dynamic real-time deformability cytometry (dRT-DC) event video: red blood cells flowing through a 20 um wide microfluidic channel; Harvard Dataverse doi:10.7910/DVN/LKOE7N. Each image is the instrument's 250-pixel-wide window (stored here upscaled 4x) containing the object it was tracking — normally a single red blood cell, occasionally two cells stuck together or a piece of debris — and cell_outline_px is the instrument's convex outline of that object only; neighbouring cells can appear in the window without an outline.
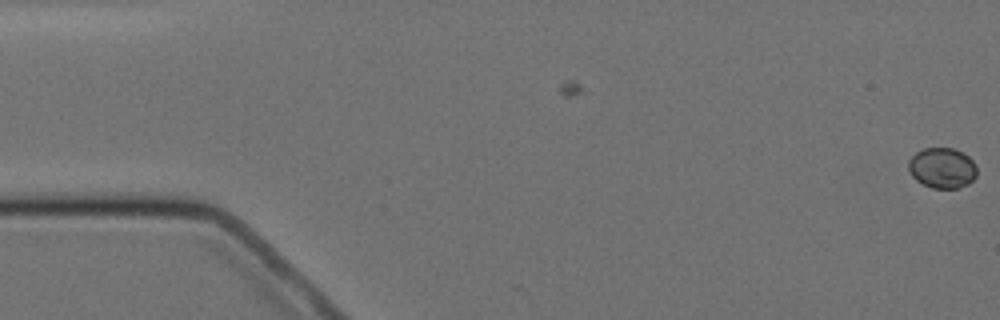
{"species": "Egyptian fruit bat (a non-hibernating species)", "species_latin": "Rousettus aegyptiacus", "temperature_condition": "cold", "stored_images_in_passage": 10, "camera_frame_rate_fps": 3000, "um_per_image_px": 0.085, "animal": {"sex": "female"}, "frame": {"image": 1, "passage_image": 1, "time_ms": 0.0, "image_size_px": [1000, 320], "cell_outline_px": [[976, 176], [968, 184], [956, 188], [932, 188], [916, 180], [912, 176], [908, 168], [908, 160], [916, 152], [924, 148], [952, 148], [968, 156], [976, 164]], "centroid_in_image_um": [80.07, 14.27], "position_along_channel_um": 4.9, "area_um2": 16.07}}
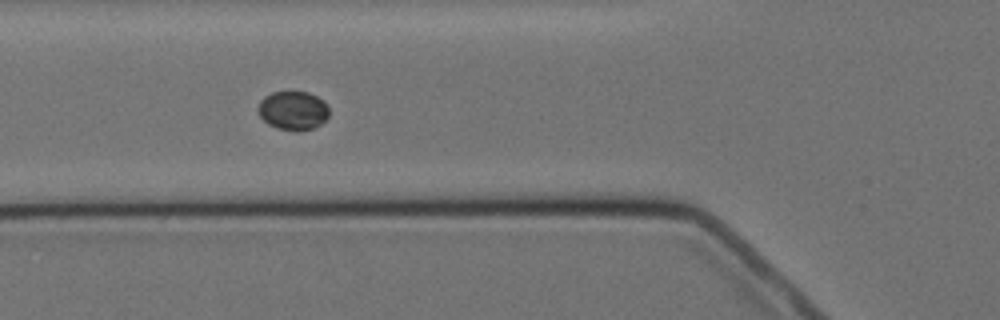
{"frame": {"image": 2, "passage_image": 6, "time_ms": 6.667, "image_size_px": [1000, 320], "cell_outline_px": [[328, 116], [320, 124], [312, 128], [296, 132], [276, 128], [268, 124], [260, 116], [256, 108], [260, 100], [264, 96], [272, 92], [308, 92], [324, 100], [328, 104]], "centroid_in_image_um": [24.89, 9.39], "position_along_channel_um": 100.9, "area_um2": 16.24}}
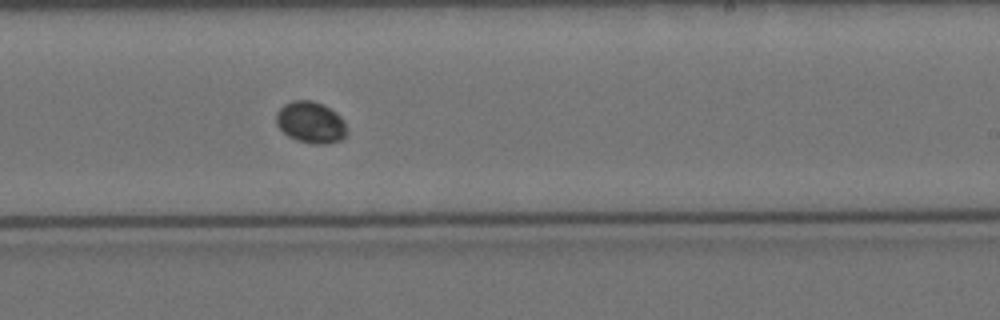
{"frame": {"image": 3, "passage_image": 10, "time_ms": 11.333, "image_size_px": [1000, 320], "cell_outline_px": [[348, 136], [340, 140], [328, 144], [312, 144], [296, 140], [288, 136], [276, 124], [276, 112], [284, 104], [292, 100], [312, 100], [324, 104], [336, 112], [340, 116], [348, 132]], "centroid_in_image_um": [26.42, 10.4], "position_along_channel_um": 262.6, "area_um2": 17.34}}